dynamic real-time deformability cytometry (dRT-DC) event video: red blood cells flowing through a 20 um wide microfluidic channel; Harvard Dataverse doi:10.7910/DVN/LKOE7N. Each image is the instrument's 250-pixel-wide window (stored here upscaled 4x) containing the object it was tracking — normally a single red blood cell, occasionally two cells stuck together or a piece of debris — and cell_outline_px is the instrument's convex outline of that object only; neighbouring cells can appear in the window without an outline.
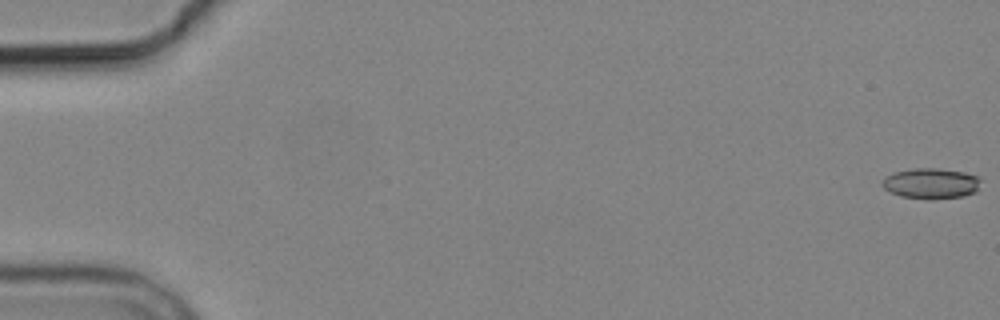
{"species": "common noctule bat (a hibernating species)", "species_latin": "Nyctalus noctula", "temperature_condition": "cold", "stored_images_in_passage": 6, "camera_frame_rate_fps": 3000, "um_per_image_px": 0.085, "animal": {"sex": "male", "body_mass_g": 19.2, "forearm_length_mm": 51.8}, "frame": {"image": 1, "passage_image": 1, "time_ms": 0.0, "image_size_px": [1000, 320], "cell_outline_px": [[980, 180], [976, 192], [964, 196], [932, 200], [900, 196], [884, 188], [880, 184], [884, 176], [892, 172], [916, 168], [936, 168], [964, 172], [980, 176]], "centroid_in_image_um": [79.12, 15.59], "position_along_channel_um": 5.9, "area_um2": 17.8}}